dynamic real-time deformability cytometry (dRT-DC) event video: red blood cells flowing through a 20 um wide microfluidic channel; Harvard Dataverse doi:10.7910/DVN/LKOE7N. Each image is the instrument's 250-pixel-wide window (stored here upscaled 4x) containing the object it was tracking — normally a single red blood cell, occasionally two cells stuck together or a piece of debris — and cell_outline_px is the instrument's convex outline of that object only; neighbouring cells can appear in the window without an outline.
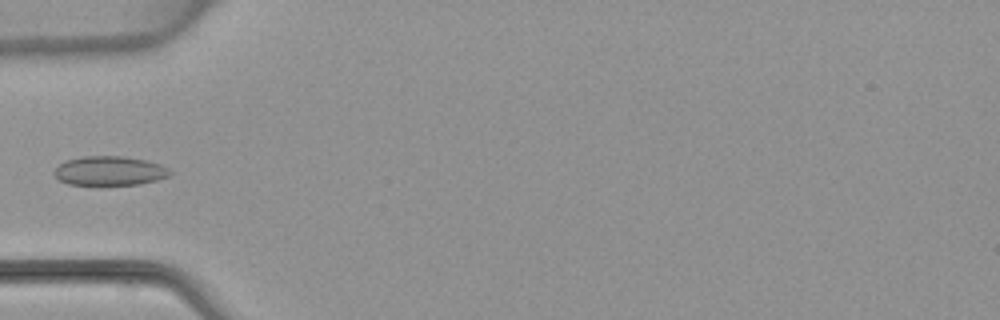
{"species": "common noctule bat (a hibernating species)", "species_latin": "Nyctalus noctula", "temperature_condition": "warm", "stored_images_in_passage": 4, "camera_frame_rate_fps": 3000, "um_per_image_px": 0.085, "animal": {"sex": "female", "body_mass_g": 22.7, "forearm_length_mm": 54.2}, "frame": {"image": 1, "passage_image": 3, "time_ms": 3.333, "image_size_px": [1000, 320], "cell_outline_px": [[172, 172], [168, 176], [156, 180], [140, 184], [68, 184], [60, 180], [52, 172], [64, 160], [84, 156], [124, 156], [144, 160], [160, 164], [168, 168]], "centroid_in_image_um": [9.3, 14.51], "position_along_channel_um": 75.7, "area_um2": 19.54}}
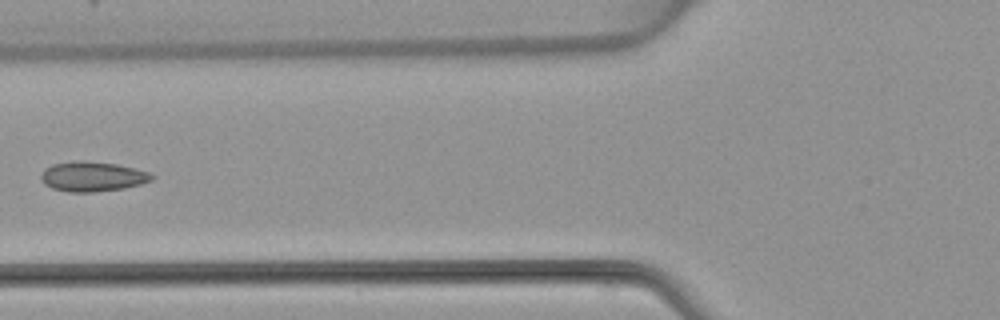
{"frame": {"image": 2, "passage_image": 4, "time_ms": 4.333, "image_size_px": [1000, 320], "cell_outline_px": [[156, 176], [152, 180], [140, 184], [124, 188], [92, 192], [68, 192], [52, 188], [44, 184], [40, 180], [40, 176], [44, 168], [52, 164], [76, 160], [84, 160], [116, 164], [148, 172]], "centroid_in_image_um": [7.81, 15.0], "position_along_channel_um": 118.0, "area_um2": 19.36}}